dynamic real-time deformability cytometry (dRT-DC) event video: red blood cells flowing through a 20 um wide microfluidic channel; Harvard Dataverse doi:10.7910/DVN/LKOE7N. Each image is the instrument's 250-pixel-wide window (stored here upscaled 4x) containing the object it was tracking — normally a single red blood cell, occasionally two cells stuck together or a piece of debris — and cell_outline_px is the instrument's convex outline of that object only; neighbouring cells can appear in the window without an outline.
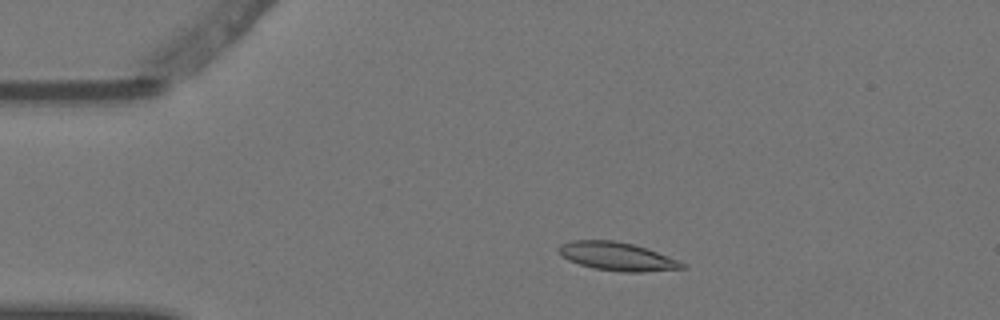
{"species": "Egyptian fruit bat (a non-hibernating species)", "species_latin": "Rousettus aegyptiacus", "temperature_condition": "warm", "stored_images_in_passage": 4, "camera_frame_rate_fps": 3000, "um_per_image_px": 0.085, "animal": {"sex": "female"}, "frame": {"image": 1, "passage_image": 3, "time_ms": 0.667, "image_size_px": [1000, 320], "cell_outline_px": [[684, 268], [644, 272], [620, 272], [592, 268], [568, 260], [560, 256], [556, 248], [560, 244], [572, 240], [612, 240], [632, 244], [680, 260], [684, 264]], "centroid_in_image_um": [52.39, 21.8], "position_along_channel_um": 32.6, "area_um2": 20.4}}